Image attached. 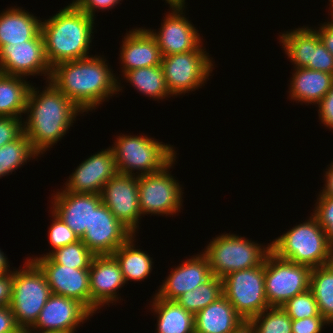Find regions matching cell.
<instances>
[{"label": "cell", "mask_w": 333, "mask_h": 333, "mask_svg": "<svg viewBox=\"0 0 333 333\" xmlns=\"http://www.w3.org/2000/svg\"><path fill=\"white\" fill-rule=\"evenodd\" d=\"M19 269L13 267V285L10 309L21 329L30 328L49 299L50 286L41 269L27 259ZM21 268V269H20Z\"/></svg>", "instance_id": "7"}, {"label": "cell", "mask_w": 333, "mask_h": 333, "mask_svg": "<svg viewBox=\"0 0 333 333\" xmlns=\"http://www.w3.org/2000/svg\"><path fill=\"white\" fill-rule=\"evenodd\" d=\"M20 330L10 307H0V333H18Z\"/></svg>", "instance_id": "43"}, {"label": "cell", "mask_w": 333, "mask_h": 333, "mask_svg": "<svg viewBox=\"0 0 333 333\" xmlns=\"http://www.w3.org/2000/svg\"><path fill=\"white\" fill-rule=\"evenodd\" d=\"M195 333H239L247 322L223 296L194 315Z\"/></svg>", "instance_id": "24"}, {"label": "cell", "mask_w": 333, "mask_h": 333, "mask_svg": "<svg viewBox=\"0 0 333 333\" xmlns=\"http://www.w3.org/2000/svg\"><path fill=\"white\" fill-rule=\"evenodd\" d=\"M104 58L92 55L59 63L51 68L49 82L83 113L91 112L105 100L109 101V97L123 90L121 79L113 74Z\"/></svg>", "instance_id": "1"}, {"label": "cell", "mask_w": 333, "mask_h": 333, "mask_svg": "<svg viewBox=\"0 0 333 333\" xmlns=\"http://www.w3.org/2000/svg\"><path fill=\"white\" fill-rule=\"evenodd\" d=\"M163 143L147 135L121 133L111 147L118 173L139 177L162 170L177 157L174 146Z\"/></svg>", "instance_id": "5"}, {"label": "cell", "mask_w": 333, "mask_h": 333, "mask_svg": "<svg viewBox=\"0 0 333 333\" xmlns=\"http://www.w3.org/2000/svg\"><path fill=\"white\" fill-rule=\"evenodd\" d=\"M90 312L121 300L119 289L125 286L120 265L113 255H96L89 267ZM118 293V294H117ZM119 295V296H118Z\"/></svg>", "instance_id": "17"}, {"label": "cell", "mask_w": 333, "mask_h": 333, "mask_svg": "<svg viewBox=\"0 0 333 333\" xmlns=\"http://www.w3.org/2000/svg\"><path fill=\"white\" fill-rule=\"evenodd\" d=\"M27 258L41 269L52 294L75 299L90 311L89 269L56 264L49 256Z\"/></svg>", "instance_id": "16"}, {"label": "cell", "mask_w": 333, "mask_h": 333, "mask_svg": "<svg viewBox=\"0 0 333 333\" xmlns=\"http://www.w3.org/2000/svg\"><path fill=\"white\" fill-rule=\"evenodd\" d=\"M223 296L222 279L211 276L194 290L183 293L175 301L185 310L195 315L209 304Z\"/></svg>", "instance_id": "33"}, {"label": "cell", "mask_w": 333, "mask_h": 333, "mask_svg": "<svg viewBox=\"0 0 333 333\" xmlns=\"http://www.w3.org/2000/svg\"><path fill=\"white\" fill-rule=\"evenodd\" d=\"M203 45L202 42L190 52L162 56L161 67L172 96L200 89L209 80V76H212L215 62Z\"/></svg>", "instance_id": "8"}, {"label": "cell", "mask_w": 333, "mask_h": 333, "mask_svg": "<svg viewBox=\"0 0 333 333\" xmlns=\"http://www.w3.org/2000/svg\"><path fill=\"white\" fill-rule=\"evenodd\" d=\"M13 272L0 276V307L10 305L12 297Z\"/></svg>", "instance_id": "44"}, {"label": "cell", "mask_w": 333, "mask_h": 333, "mask_svg": "<svg viewBox=\"0 0 333 333\" xmlns=\"http://www.w3.org/2000/svg\"><path fill=\"white\" fill-rule=\"evenodd\" d=\"M39 156L33 149L31 141L22 133L16 140L0 147V178L12 174L27 161L30 162Z\"/></svg>", "instance_id": "32"}, {"label": "cell", "mask_w": 333, "mask_h": 333, "mask_svg": "<svg viewBox=\"0 0 333 333\" xmlns=\"http://www.w3.org/2000/svg\"><path fill=\"white\" fill-rule=\"evenodd\" d=\"M123 0H73L72 4L79 10L85 12L95 19V13L98 10H110ZM98 9V10H97ZM104 9V10H103Z\"/></svg>", "instance_id": "41"}, {"label": "cell", "mask_w": 333, "mask_h": 333, "mask_svg": "<svg viewBox=\"0 0 333 333\" xmlns=\"http://www.w3.org/2000/svg\"><path fill=\"white\" fill-rule=\"evenodd\" d=\"M239 333H251V331L245 327L242 331H240Z\"/></svg>", "instance_id": "51"}, {"label": "cell", "mask_w": 333, "mask_h": 333, "mask_svg": "<svg viewBox=\"0 0 333 333\" xmlns=\"http://www.w3.org/2000/svg\"><path fill=\"white\" fill-rule=\"evenodd\" d=\"M26 331L28 333H60V332H56V331H43V330H26Z\"/></svg>", "instance_id": "49"}, {"label": "cell", "mask_w": 333, "mask_h": 333, "mask_svg": "<svg viewBox=\"0 0 333 333\" xmlns=\"http://www.w3.org/2000/svg\"><path fill=\"white\" fill-rule=\"evenodd\" d=\"M18 333H28V332L24 329H21Z\"/></svg>", "instance_id": "52"}, {"label": "cell", "mask_w": 333, "mask_h": 333, "mask_svg": "<svg viewBox=\"0 0 333 333\" xmlns=\"http://www.w3.org/2000/svg\"><path fill=\"white\" fill-rule=\"evenodd\" d=\"M281 307L291 319H304L321 315L315 297L310 289L295 295Z\"/></svg>", "instance_id": "36"}, {"label": "cell", "mask_w": 333, "mask_h": 333, "mask_svg": "<svg viewBox=\"0 0 333 333\" xmlns=\"http://www.w3.org/2000/svg\"><path fill=\"white\" fill-rule=\"evenodd\" d=\"M294 69L288 89L289 98L307 106L317 105L331 88L333 74L309 68Z\"/></svg>", "instance_id": "25"}, {"label": "cell", "mask_w": 333, "mask_h": 333, "mask_svg": "<svg viewBox=\"0 0 333 333\" xmlns=\"http://www.w3.org/2000/svg\"><path fill=\"white\" fill-rule=\"evenodd\" d=\"M39 90L33 85L30 87L23 133L41 156L66 135L75 118L83 112L49 81Z\"/></svg>", "instance_id": "2"}, {"label": "cell", "mask_w": 333, "mask_h": 333, "mask_svg": "<svg viewBox=\"0 0 333 333\" xmlns=\"http://www.w3.org/2000/svg\"><path fill=\"white\" fill-rule=\"evenodd\" d=\"M16 7L7 8L0 14V49L6 44L35 39L41 34V18L23 7Z\"/></svg>", "instance_id": "26"}, {"label": "cell", "mask_w": 333, "mask_h": 333, "mask_svg": "<svg viewBox=\"0 0 333 333\" xmlns=\"http://www.w3.org/2000/svg\"><path fill=\"white\" fill-rule=\"evenodd\" d=\"M176 157L162 170L138 177V196L140 212L143 215L170 216L182 209L183 193L180 182L170 171ZM181 208V209H180Z\"/></svg>", "instance_id": "9"}, {"label": "cell", "mask_w": 333, "mask_h": 333, "mask_svg": "<svg viewBox=\"0 0 333 333\" xmlns=\"http://www.w3.org/2000/svg\"><path fill=\"white\" fill-rule=\"evenodd\" d=\"M51 215L50 217L53 218L51 221L53 222L50 228L48 227V243L52 250L38 257H47L56 249L79 240V237L54 212L51 211Z\"/></svg>", "instance_id": "37"}, {"label": "cell", "mask_w": 333, "mask_h": 333, "mask_svg": "<svg viewBox=\"0 0 333 333\" xmlns=\"http://www.w3.org/2000/svg\"><path fill=\"white\" fill-rule=\"evenodd\" d=\"M138 92L150 99L159 101L170 98V94L161 65L142 67L127 71L123 76Z\"/></svg>", "instance_id": "30"}, {"label": "cell", "mask_w": 333, "mask_h": 333, "mask_svg": "<svg viewBox=\"0 0 333 333\" xmlns=\"http://www.w3.org/2000/svg\"><path fill=\"white\" fill-rule=\"evenodd\" d=\"M185 5V3L169 5L171 13L165 15L159 31L147 29L155 38L162 56L190 52L202 43L199 31L185 17Z\"/></svg>", "instance_id": "15"}, {"label": "cell", "mask_w": 333, "mask_h": 333, "mask_svg": "<svg viewBox=\"0 0 333 333\" xmlns=\"http://www.w3.org/2000/svg\"><path fill=\"white\" fill-rule=\"evenodd\" d=\"M0 73L6 75L45 76L49 81L51 67L45 56L42 33L35 39L23 43H10L0 49Z\"/></svg>", "instance_id": "13"}, {"label": "cell", "mask_w": 333, "mask_h": 333, "mask_svg": "<svg viewBox=\"0 0 333 333\" xmlns=\"http://www.w3.org/2000/svg\"><path fill=\"white\" fill-rule=\"evenodd\" d=\"M9 260L4 252L0 249V276L13 272L9 266Z\"/></svg>", "instance_id": "47"}, {"label": "cell", "mask_w": 333, "mask_h": 333, "mask_svg": "<svg viewBox=\"0 0 333 333\" xmlns=\"http://www.w3.org/2000/svg\"><path fill=\"white\" fill-rule=\"evenodd\" d=\"M278 40L294 68H309L333 74V55L311 27L302 26L281 33Z\"/></svg>", "instance_id": "12"}, {"label": "cell", "mask_w": 333, "mask_h": 333, "mask_svg": "<svg viewBox=\"0 0 333 333\" xmlns=\"http://www.w3.org/2000/svg\"><path fill=\"white\" fill-rule=\"evenodd\" d=\"M93 314L79 301L51 294L35 323L25 330L75 333Z\"/></svg>", "instance_id": "19"}, {"label": "cell", "mask_w": 333, "mask_h": 333, "mask_svg": "<svg viewBox=\"0 0 333 333\" xmlns=\"http://www.w3.org/2000/svg\"><path fill=\"white\" fill-rule=\"evenodd\" d=\"M94 22L95 19L70 3L41 23L45 56L51 68L91 56Z\"/></svg>", "instance_id": "3"}, {"label": "cell", "mask_w": 333, "mask_h": 333, "mask_svg": "<svg viewBox=\"0 0 333 333\" xmlns=\"http://www.w3.org/2000/svg\"><path fill=\"white\" fill-rule=\"evenodd\" d=\"M56 193V194H55ZM51 196L50 208L81 239L89 229L92 209L101 203V194L74 193L63 187Z\"/></svg>", "instance_id": "21"}, {"label": "cell", "mask_w": 333, "mask_h": 333, "mask_svg": "<svg viewBox=\"0 0 333 333\" xmlns=\"http://www.w3.org/2000/svg\"><path fill=\"white\" fill-rule=\"evenodd\" d=\"M329 1H330L329 6L331 7V8H329L330 13H333V0H329Z\"/></svg>", "instance_id": "50"}, {"label": "cell", "mask_w": 333, "mask_h": 333, "mask_svg": "<svg viewBox=\"0 0 333 333\" xmlns=\"http://www.w3.org/2000/svg\"><path fill=\"white\" fill-rule=\"evenodd\" d=\"M324 177V187L318 196H333V162L331 161L328 168H326Z\"/></svg>", "instance_id": "46"}, {"label": "cell", "mask_w": 333, "mask_h": 333, "mask_svg": "<svg viewBox=\"0 0 333 333\" xmlns=\"http://www.w3.org/2000/svg\"><path fill=\"white\" fill-rule=\"evenodd\" d=\"M318 30H314L318 33L320 41L323 43L325 48L333 55V18L329 21L319 25Z\"/></svg>", "instance_id": "45"}, {"label": "cell", "mask_w": 333, "mask_h": 333, "mask_svg": "<svg viewBox=\"0 0 333 333\" xmlns=\"http://www.w3.org/2000/svg\"><path fill=\"white\" fill-rule=\"evenodd\" d=\"M259 244L234 233L217 235L202 252L209 260L211 274L220 279L228 274L262 265L271 252V243Z\"/></svg>", "instance_id": "6"}, {"label": "cell", "mask_w": 333, "mask_h": 333, "mask_svg": "<svg viewBox=\"0 0 333 333\" xmlns=\"http://www.w3.org/2000/svg\"><path fill=\"white\" fill-rule=\"evenodd\" d=\"M150 310L157 318L156 333H195L194 315L176 301L153 295Z\"/></svg>", "instance_id": "27"}, {"label": "cell", "mask_w": 333, "mask_h": 333, "mask_svg": "<svg viewBox=\"0 0 333 333\" xmlns=\"http://www.w3.org/2000/svg\"><path fill=\"white\" fill-rule=\"evenodd\" d=\"M132 235L102 202L92 209L91 225L81 241L95 256L112 255Z\"/></svg>", "instance_id": "18"}, {"label": "cell", "mask_w": 333, "mask_h": 333, "mask_svg": "<svg viewBox=\"0 0 333 333\" xmlns=\"http://www.w3.org/2000/svg\"><path fill=\"white\" fill-rule=\"evenodd\" d=\"M311 214L324 229L328 243L333 248V196H318Z\"/></svg>", "instance_id": "38"}, {"label": "cell", "mask_w": 333, "mask_h": 333, "mask_svg": "<svg viewBox=\"0 0 333 333\" xmlns=\"http://www.w3.org/2000/svg\"><path fill=\"white\" fill-rule=\"evenodd\" d=\"M309 289L315 297L319 313L333 324V263L312 268Z\"/></svg>", "instance_id": "31"}, {"label": "cell", "mask_w": 333, "mask_h": 333, "mask_svg": "<svg viewBox=\"0 0 333 333\" xmlns=\"http://www.w3.org/2000/svg\"><path fill=\"white\" fill-rule=\"evenodd\" d=\"M251 333H292V319L282 307H269L247 321Z\"/></svg>", "instance_id": "34"}, {"label": "cell", "mask_w": 333, "mask_h": 333, "mask_svg": "<svg viewBox=\"0 0 333 333\" xmlns=\"http://www.w3.org/2000/svg\"><path fill=\"white\" fill-rule=\"evenodd\" d=\"M270 243L272 253L293 263L311 268L333 263V248L328 243L324 229L312 214L307 221L296 224Z\"/></svg>", "instance_id": "4"}, {"label": "cell", "mask_w": 333, "mask_h": 333, "mask_svg": "<svg viewBox=\"0 0 333 333\" xmlns=\"http://www.w3.org/2000/svg\"><path fill=\"white\" fill-rule=\"evenodd\" d=\"M94 256L95 255L87 248L81 239L56 249L49 255L56 264L73 267L75 269H89Z\"/></svg>", "instance_id": "35"}, {"label": "cell", "mask_w": 333, "mask_h": 333, "mask_svg": "<svg viewBox=\"0 0 333 333\" xmlns=\"http://www.w3.org/2000/svg\"><path fill=\"white\" fill-rule=\"evenodd\" d=\"M74 170L64 189L86 194H101L104 185L118 173L111 146L91 155Z\"/></svg>", "instance_id": "20"}, {"label": "cell", "mask_w": 333, "mask_h": 333, "mask_svg": "<svg viewBox=\"0 0 333 333\" xmlns=\"http://www.w3.org/2000/svg\"><path fill=\"white\" fill-rule=\"evenodd\" d=\"M170 270L171 273L163 280L155 295L172 301L183 293L194 290L212 276L209 260L203 252L190 256L182 264Z\"/></svg>", "instance_id": "22"}, {"label": "cell", "mask_w": 333, "mask_h": 333, "mask_svg": "<svg viewBox=\"0 0 333 333\" xmlns=\"http://www.w3.org/2000/svg\"><path fill=\"white\" fill-rule=\"evenodd\" d=\"M330 323L322 316L304 319H292V333H322L324 326Z\"/></svg>", "instance_id": "40"}, {"label": "cell", "mask_w": 333, "mask_h": 333, "mask_svg": "<svg viewBox=\"0 0 333 333\" xmlns=\"http://www.w3.org/2000/svg\"><path fill=\"white\" fill-rule=\"evenodd\" d=\"M186 0H165V3L171 4H183L186 3Z\"/></svg>", "instance_id": "48"}, {"label": "cell", "mask_w": 333, "mask_h": 333, "mask_svg": "<svg viewBox=\"0 0 333 333\" xmlns=\"http://www.w3.org/2000/svg\"><path fill=\"white\" fill-rule=\"evenodd\" d=\"M136 235H132L112 255L120 265L125 283L128 281H143L153 269V258L146 251L136 246ZM136 246V247H135Z\"/></svg>", "instance_id": "28"}, {"label": "cell", "mask_w": 333, "mask_h": 333, "mask_svg": "<svg viewBox=\"0 0 333 333\" xmlns=\"http://www.w3.org/2000/svg\"><path fill=\"white\" fill-rule=\"evenodd\" d=\"M312 268L278 258L270 252L265 259V292L270 307H281L309 289Z\"/></svg>", "instance_id": "11"}, {"label": "cell", "mask_w": 333, "mask_h": 333, "mask_svg": "<svg viewBox=\"0 0 333 333\" xmlns=\"http://www.w3.org/2000/svg\"><path fill=\"white\" fill-rule=\"evenodd\" d=\"M222 282L224 297L246 322L270 307L265 292V261L256 267L232 272Z\"/></svg>", "instance_id": "10"}, {"label": "cell", "mask_w": 333, "mask_h": 333, "mask_svg": "<svg viewBox=\"0 0 333 333\" xmlns=\"http://www.w3.org/2000/svg\"><path fill=\"white\" fill-rule=\"evenodd\" d=\"M31 85L25 77L0 73L1 117H23Z\"/></svg>", "instance_id": "29"}, {"label": "cell", "mask_w": 333, "mask_h": 333, "mask_svg": "<svg viewBox=\"0 0 333 333\" xmlns=\"http://www.w3.org/2000/svg\"><path fill=\"white\" fill-rule=\"evenodd\" d=\"M22 119L0 116V147L16 140L23 133Z\"/></svg>", "instance_id": "39"}, {"label": "cell", "mask_w": 333, "mask_h": 333, "mask_svg": "<svg viewBox=\"0 0 333 333\" xmlns=\"http://www.w3.org/2000/svg\"><path fill=\"white\" fill-rule=\"evenodd\" d=\"M319 120L327 129L333 130V84L322 100L317 104Z\"/></svg>", "instance_id": "42"}, {"label": "cell", "mask_w": 333, "mask_h": 333, "mask_svg": "<svg viewBox=\"0 0 333 333\" xmlns=\"http://www.w3.org/2000/svg\"><path fill=\"white\" fill-rule=\"evenodd\" d=\"M120 49L121 76L133 69L161 65L160 48L155 38L143 27L127 32Z\"/></svg>", "instance_id": "23"}, {"label": "cell", "mask_w": 333, "mask_h": 333, "mask_svg": "<svg viewBox=\"0 0 333 333\" xmlns=\"http://www.w3.org/2000/svg\"><path fill=\"white\" fill-rule=\"evenodd\" d=\"M102 202L114 216L133 234L139 228L140 212L138 176L117 173L103 187Z\"/></svg>", "instance_id": "14"}]
</instances>
